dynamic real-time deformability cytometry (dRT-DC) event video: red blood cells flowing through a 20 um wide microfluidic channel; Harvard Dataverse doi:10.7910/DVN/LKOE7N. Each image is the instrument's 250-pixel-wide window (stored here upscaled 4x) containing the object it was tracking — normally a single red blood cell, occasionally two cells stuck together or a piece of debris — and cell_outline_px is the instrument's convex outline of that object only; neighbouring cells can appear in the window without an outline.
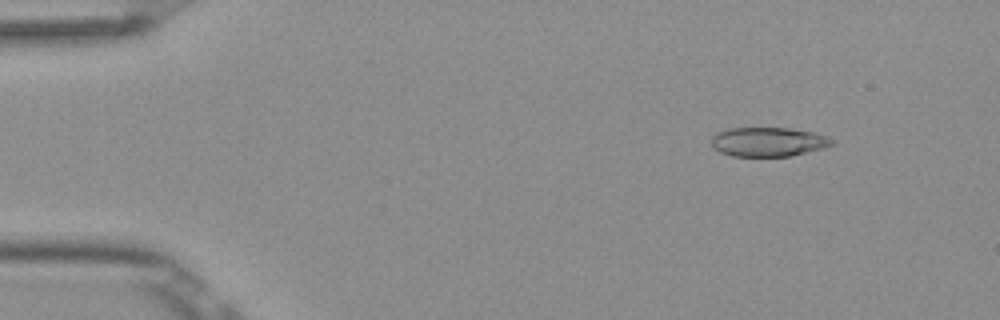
{"species": "Egyptian fruit bat (a non-hibernating species)", "species_latin": "Rousettus aegyptiacus", "temperature_condition": "room temperature", "stored_images_in_passage": 5, "camera_frame_rate_fps": 3000, "um_per_image_px": 0.085, "frame": {"image": 1, "passage_image": 2, "time_ms": 0.333, "image_size_px": [1000, 320], "cell_outline_px": [[836, 144], [824, 148], [788, 156], [732, 156], [720, 152], [712, 148], [712, 136], [716, 132], [728, 128], [788, 128], [816, 132], [836, 140]], "centroid_in_image_um": [65.32, 12.05], "position_along_channel_um": 19.7, "area_um2": 20.75}}
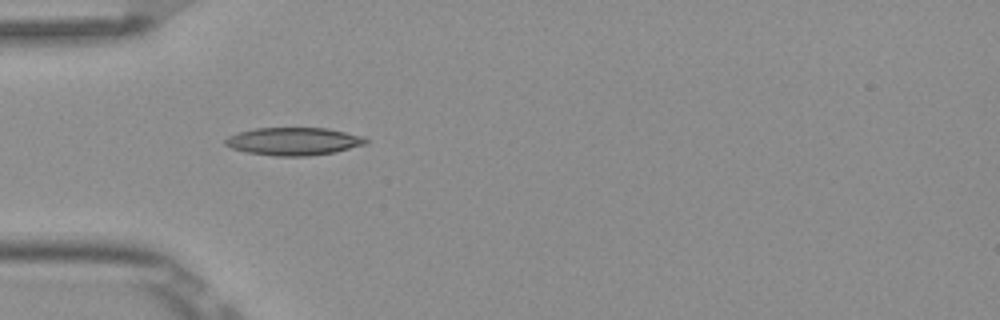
{"frame": {"image": 2, "passage_image": 5, "time_ms": 1.333, "image_size_px": [1000, 320], "cell_outline_px": [[368, 144], [332, 152], [308, 156], [276, 156], [248, 152], [232, 148], [224, 144], [224, 140], [228, 136], [240, 132], [256, 128], [328, 128], [364, 136], [368, 140]], "centroid_in_image_um": [24.98, 12.01], "position_along_channel_um": 60.0, "area_um2": 22.66}}